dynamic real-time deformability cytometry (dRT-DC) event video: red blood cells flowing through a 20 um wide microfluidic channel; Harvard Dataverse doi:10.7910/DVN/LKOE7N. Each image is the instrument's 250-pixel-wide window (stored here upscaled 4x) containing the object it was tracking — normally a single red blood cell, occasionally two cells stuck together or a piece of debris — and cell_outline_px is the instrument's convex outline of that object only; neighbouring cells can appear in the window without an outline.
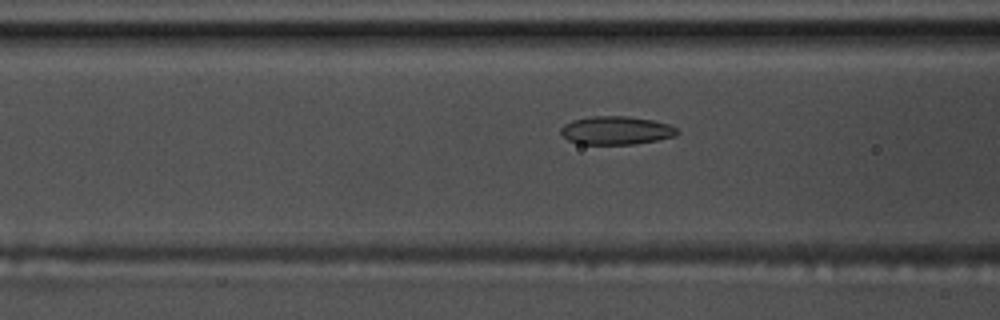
{"species": "common noctule bat (a hibernating species)", "species_latin": "Nyctalus noctula", "temperature_condition": "warm", "stored_images_in_passage": 47, "camera_frame_rate_fps": 3000, "um_per_image_px": 0.085, "animal": {"sex": "male", "body_mass_g": 17.5, "forearm_length_mm": 52.3}, "frame": {"image": 1, "passage_image": 12, "time_ms": 3.667, "image_size_px": [1000, 320], "cell_outline_px": [[680, 132], [676, 136], [656, 140], [632, 144], [580, 144], [568, 140], [560, 132], [560, 128], [564, 124], [572, 120], [592, 116], [628, 116], [652, 120], [668, 124], [676, 128]], "centroid_in_image_um": [52.36, 11.08], "position_along_channel_um": 114.2, "area_um2": 19.19}}
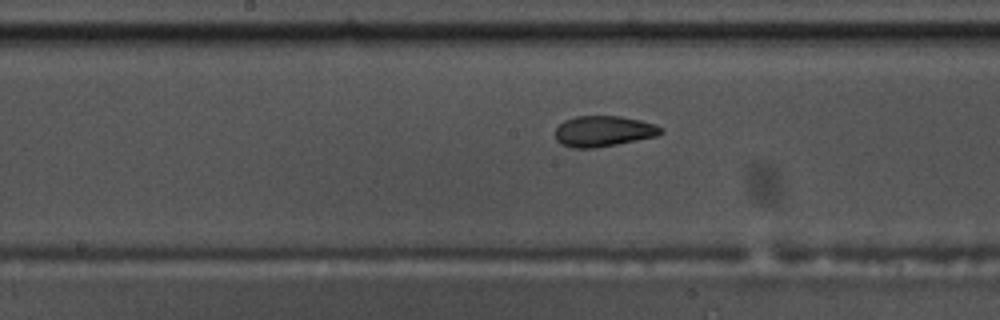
{"frame": {"image": 2, "passage_image": 19, "time_ms": 6.0, "image_size_px": [1000, 320], "cell_outline_px": [[664, 132], [656, 136], [596, 148], [572, 148], [560, 144], [556, 140], [556, 128], [564, 120], [576, 116], [620, 116], [640, 120], [656, 124], [664, 128]], "centroid_in_image_um": [51.3, 11.15], "position_along_channel_um": 196.9, "area_um2": 19.02}}
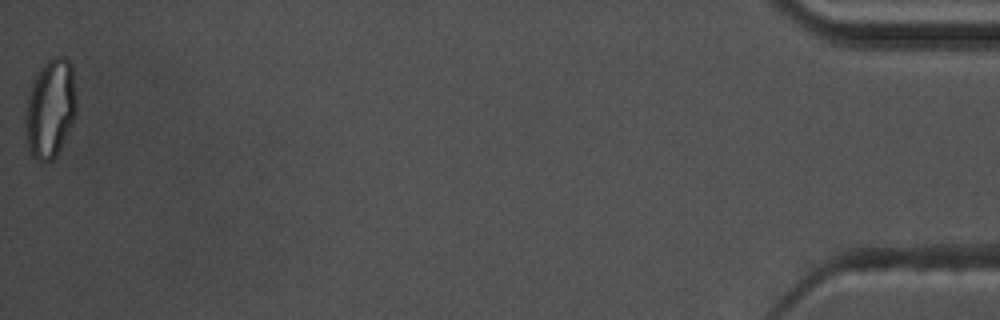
{"frame": {"image": 3, "passage_image": 47, "time_ms": 15.333, "image_size_px": [1000, 320], "cell_outline_px": [[76, 116], [56, 156], [52, 160], [36, 160], [32, 156], [28, 148], [24, 124], [24, 112], [28, 96], [36, 72], [48, 60], [56, 56], [64, 56], [72, 64], [76, 96]], "centroid_in_image_um": [4.27, 9.21], "position_along_channel_um": 430.9, "area_um2": 29.65}, "authors_computed_cell_mechanics": {"area_um2": 19.5364, "velocity_mm_per_s": 3.5582, "shape_relaxation_time_tau1_ms": 8.8098, "shape_relaxation_time_tau2_ms": 1.4749, "deformation_change_tau1": 0.1948, "deformation_change_tau2": 0.0665}}